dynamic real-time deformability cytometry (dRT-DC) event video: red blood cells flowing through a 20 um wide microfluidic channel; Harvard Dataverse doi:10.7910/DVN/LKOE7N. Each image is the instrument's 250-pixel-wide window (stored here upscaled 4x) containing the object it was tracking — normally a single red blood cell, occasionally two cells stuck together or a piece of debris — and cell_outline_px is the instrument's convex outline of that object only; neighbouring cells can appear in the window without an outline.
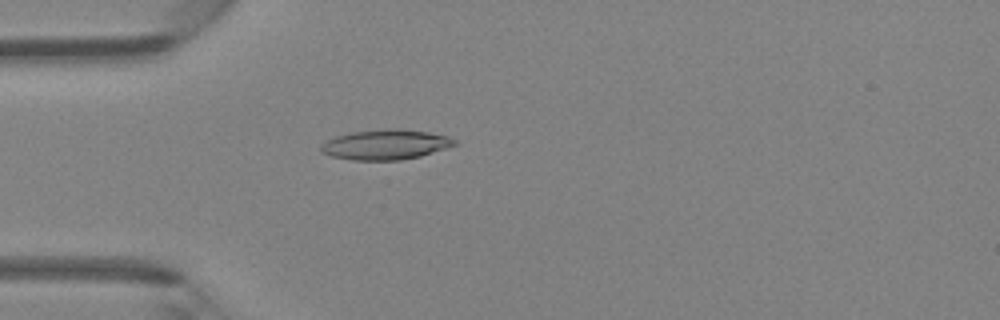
{"species": "Egyptian fruit bat (a non-hibernating species)", "species_latin": "Rousettus aegyptiacus", "temperature_condition": "room temperature", "stored_images_in_passage": 37, "camera_frame_rate_fps": 3000, "um_per_image_px": 0.085, "animal": {"sex": "female"}, "frame": {"image": 1, "passage_image": 4, "time_ms": 1.0, "image_size_px": [1000, 320], "cell_outline_px": [[460, 144], [420, 156], [400, 160], [352, 160], [332, 156], [320, 152], [320, 144], [336, 136], [352, 132], [384, 128], [400, 128], [428, 132], [448, 136], [456, 140]], "centroid_in_image_um": [32.79, 12.28], "position_along_channel_um": 52.2, "area_um2": 23.58}}
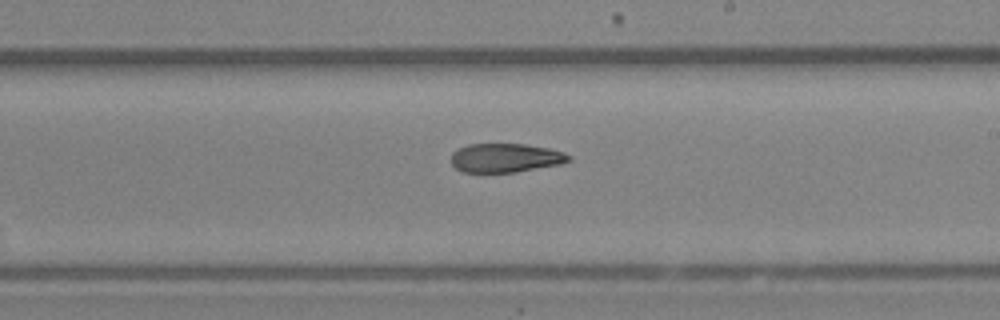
{"frame": {"image": 2, "passage_image": 18, "time_ms": 5.667, "image_size_px": [1000, 320], "cell_outline_px": [[572, 160], [560, 164], [516, 172], [460, 172], [452, 164], [452, 152], [468, 144], [524, 144], [548, 148], [564, 152], [572, 156]], "centroid_in_image_um": [42.99, 13.42], "position_along_channel_um": 246.0, "area_um2": 19.83}}
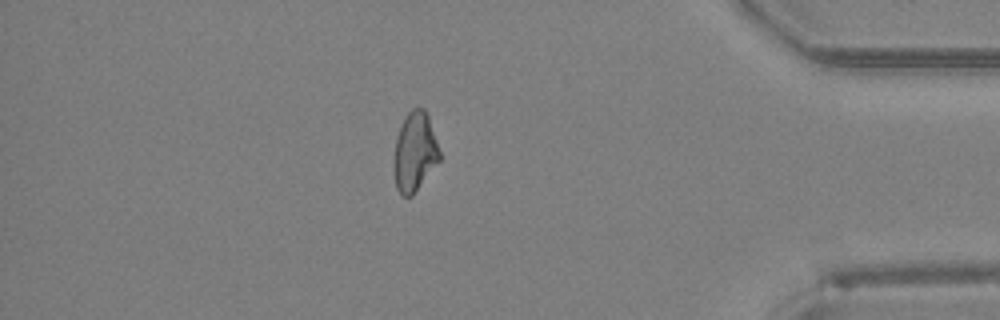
{"frame": {"image": 3, "passage_image": 31, "time_ms": 10.0, "image_size_px": [1000, 320], "cell_outline_px": [[440, 160], [412, 196], [404, 196], [396, 188], [396, 136], [404, 116], [412, 108], [424, 108], [428, 116], [440, 152]], "centroid_in_image_um": [35.28, 12.87], "position_along_channel_um": 399.9, "area_um2": 20.46}, "authors_computed_cell_mechanics": {"area_um2": 21.6172, "velocity_mm_per_s": 4.3703, "shape_relaxation_time_tau1_ms": null, "shape_relaxation_time_tau2_ms": 7.5512, "deformation_change_tau1": null, "deformation_change_tau2": 0.1735}}